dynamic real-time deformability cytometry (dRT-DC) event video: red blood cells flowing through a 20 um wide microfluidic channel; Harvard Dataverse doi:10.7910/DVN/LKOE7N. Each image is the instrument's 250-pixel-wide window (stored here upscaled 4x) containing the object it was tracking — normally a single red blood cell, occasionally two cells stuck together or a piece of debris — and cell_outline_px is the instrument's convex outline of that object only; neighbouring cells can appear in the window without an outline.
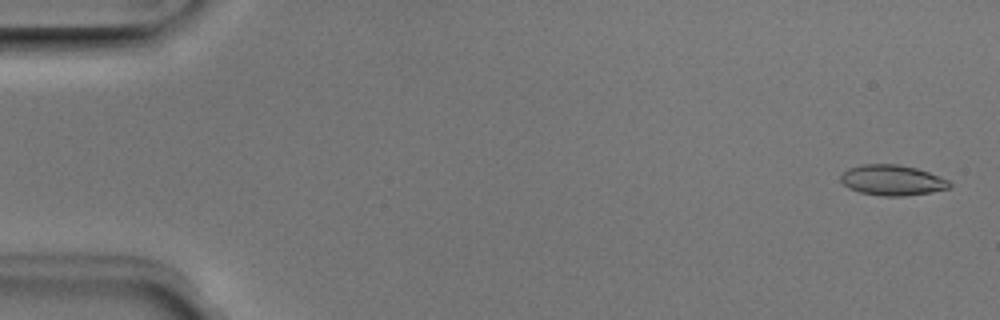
{"species": "Egyptian fruit bat (a non-hibernating species)", "species_latin": "Rousettus aegyptiacus", "temperature_condition": "room temperature", "stored_images_in_passage": 51, "camera_frame_rate_fps": 3000, "um_per_image_px": 0.085, "animal": {"sex": "male"}, "frame": {"image": 1, "passage_image": 2, "time_ms": 0.333, "image_size_px": [1000, 320], "cell_outline_px": [[952, 184], [948, 188], [932, 192], [904, 196], [880, 196], [860, 192], [848, 188], [840, 180], [840, 176], [848, 168], [864, 164], [896, 164], [916, 168], [928, 172], [948, 180]], "centroid_in_image_um": [75.82, 15.32], "position_along_channel_um": 9.2, "area_um2": 19.25}}
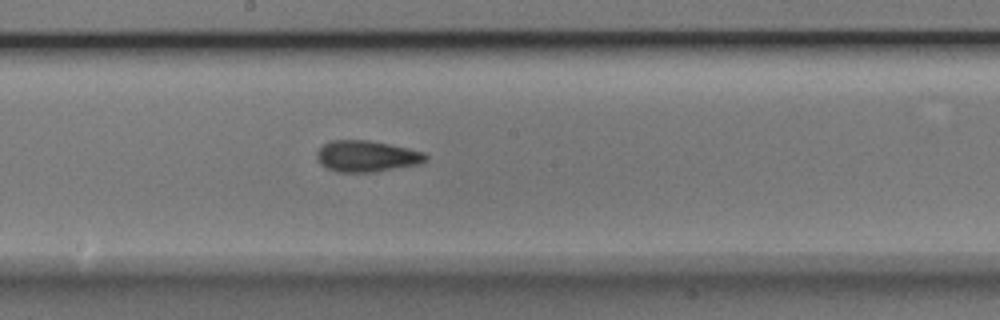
{"frame": {"image": 2, "passage_image": 28, "time_ms": 9.0, "image_size_px": [1000, 320], "cell_outline_px": [[428, 160], [420, 164], [372, 172], [336, 172], [324, 168], [316, 160], [316, 152], [324, 144], [332, 140], [368, 140], [408, 148], [424, 152], [428, 156]], "centroid_in_image_um": [31.14, 13.29], "position_along_channel_um": 217.1, "area_um2": 20.0}}
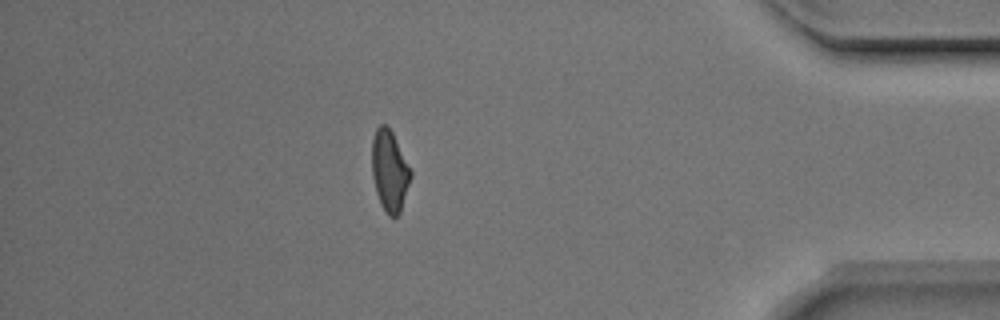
{"frame": {"image": 3, "passage_image": 45, "time_ms": 14.667, "image_size_px": [1000, 320], "cell_outline_px": [[412, 176], [400, 212], [396, 216], [388, 216], [380, 204], [376, 192], [372, 176], [372, 140], [376, 128], [380, 124], [384, 124], [392, 132], [412, 172]], "centroid_in_image_um": [33.1, 14.54], "position_along_channel_um": 402.1, "area_um2": 18.21}, "authors_computed_cell_mechanics": {"area_um2": 19.074, "velocity_mm_per_s": 3.972, "shape_relaxation_time_tau1_ms": 8.0148, "shape_relaxation_time_tau2_ms": 1.9709, "deformation_change_tau1": 0.1787, "deformation_change_tau2": 0.0874}}